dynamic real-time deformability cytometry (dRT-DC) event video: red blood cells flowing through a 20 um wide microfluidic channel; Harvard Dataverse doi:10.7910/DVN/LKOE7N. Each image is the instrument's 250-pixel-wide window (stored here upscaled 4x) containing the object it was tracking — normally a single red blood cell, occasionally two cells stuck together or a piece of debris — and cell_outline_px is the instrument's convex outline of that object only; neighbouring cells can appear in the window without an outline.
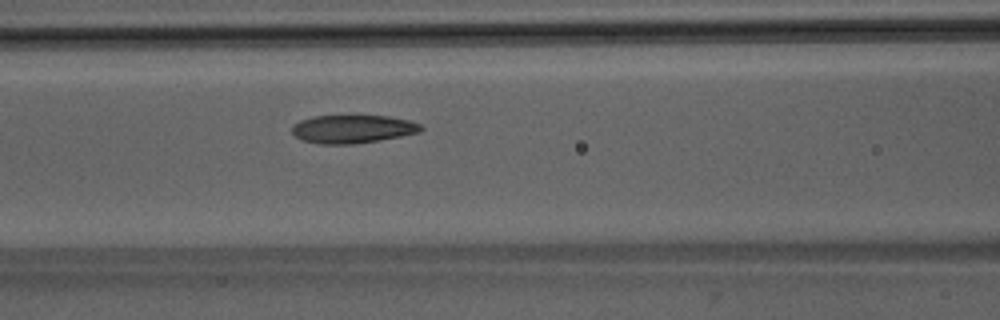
{"species": "Egyptian fruit bat (a non-hibernating species)", "species_latin": "Rousettus aegyptiacus", "temperature_condition": "room temperature", "stored_images_in_passage": 42, "camera_frame_rate_fps": 3000, "um_per_image_px": 0.085, "animal": {"sex": "male"}, "frame": {"image": 1, "passage_image": 13, "time_ms": 4.0, "image_size_px": [1000, 320], "cell_outline_px": [[424, 128], [420, 132], [380, 140], [352, 144], [320, 144], [300, 140], [292, 132], [292, 124], [300, 120], [312, 116], [388, 116], [408, 120], [420, 124]], "centroid_in_image_um": [29.94, 10.97], "position_along_channel_um": 136.7, "area_um2": 21.21}}
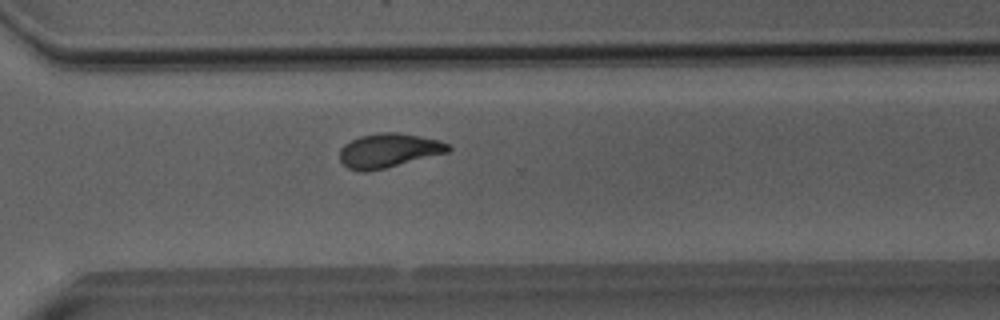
{"frame": {"image": 2, "passage_image": 28, "time_ms": 9.0, "image_size_px": [1000, 320], "cell_outline_px": [[452, 148], [448, 152], [384, 168], [364, 172], [348, 168], [340, 160], [340, 148], [344, 144], [360, 136], [380, 132], [396, 132], [420, 136], [440, 140], [448, 144]], "centroid_in_image_um": [33.03, 12.78], "position_along_channel_um": 337.6, "area_um2": 21.39}}
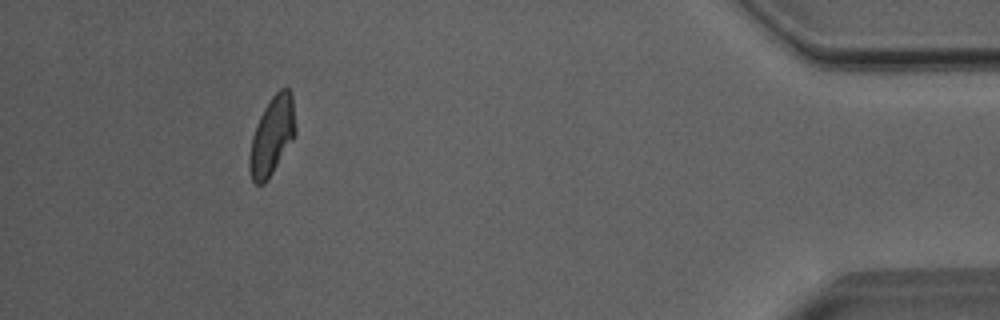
{"frame": {"image": 3, "passage_image": 38, "time_ms": 12.333, "image_size_px": [1000, 320], "cell_outline_px": [[296, 136], [264, 184], [256, 184], [252, 180], [248, 168], [248, 156], [252, 136], [256, 124], [264, 108], [272, 96], [280, 88], [288, 88], [292, 92], [296, 128]], "centroid_in_image_um": [23.12, 11.54], "position_along_channel_um": 412.1, "area_um2": 21.15}, "authors_computed_cell_mechanics": {"area_um2": 21.4438, "velocity_mm_per_s": 4.0249, "shape_relaxation_time_tau1_ms": 6.8351, "shape_relaxation_time_tau2_ms": 1.8083, "deformation_change_tau1": 0.1965, "deformation_change_tau2": 0.0819}}